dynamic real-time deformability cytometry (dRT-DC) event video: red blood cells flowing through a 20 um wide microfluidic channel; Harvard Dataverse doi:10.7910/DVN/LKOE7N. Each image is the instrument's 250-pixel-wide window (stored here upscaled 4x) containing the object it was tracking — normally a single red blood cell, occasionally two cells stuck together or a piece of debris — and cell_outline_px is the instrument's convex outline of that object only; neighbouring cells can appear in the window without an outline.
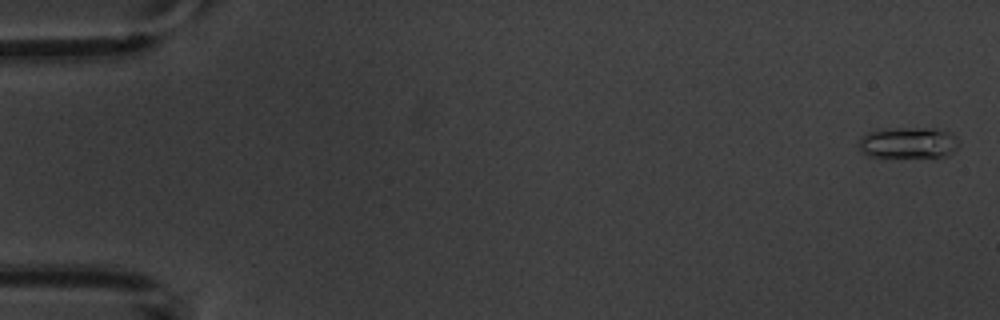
{"species": "common noctule bat (a hibernating species)", "species_latin": "Nyctalus noctula", "temperature_condition": "warm", "stored_images_in_passage": 6, "camera_frame_rate_fps": 3000, "um_per_image_px": 0.085, "animal": {"sex": "male", "body_mass_g": 20.1, "forearm_length_mm": 53.5}, "frame": {"image": 1, "passage_image": 1, "time_ms": 0.0, "image_size_px": [1000, 320], "cell_outline_px": [[956, 148], [948, 156], [936, 160], [868, 156], [860, 152], [860, 136], [868, 132], [888, 128], [932, 128], [948, 132], [956, 136]], "centroid_in_image_um": [77.21, 12.19], "position_along_channel_um": 7.8, "area_um2": 19.02}}